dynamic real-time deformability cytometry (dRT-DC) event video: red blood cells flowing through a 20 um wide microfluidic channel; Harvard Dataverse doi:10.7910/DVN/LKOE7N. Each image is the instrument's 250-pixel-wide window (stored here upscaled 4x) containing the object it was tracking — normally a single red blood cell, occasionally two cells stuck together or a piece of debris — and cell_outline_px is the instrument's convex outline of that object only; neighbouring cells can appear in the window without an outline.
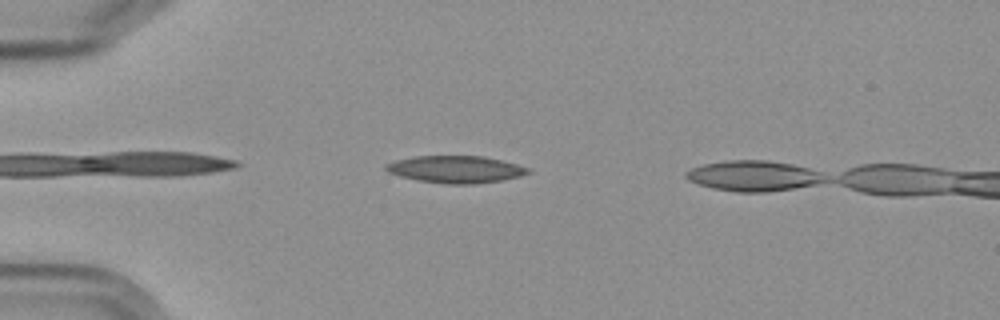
{"species": "Egyptian fruit bat (a non-hibernating species)", "species_latin": "Rousettus aegyptiacus", "temperature_condition": "cold", "stored_images_in_passage": 5, "camera_frame_rate_fps": 3000, "um_per_image_px": 0.085, "frame": {"image": 1, "passage_image": 4, "time_ms": 3.333, "image_size_px": [1000, 320], "cell_outline_px": [[528, 172], [520, 176], [500, 180], [472, 184], [448, 184], [416, 180], [400, 176], [388, 172], [384, 168], [384, 164], [396, 160], [416, 156], [480, 156], [500, 160], [516, 164], [528, 168]], "centroid_in_image_um": [38.66, 14.39], "position_along_channel_um": 46.3, "area_um2": 22.2}}